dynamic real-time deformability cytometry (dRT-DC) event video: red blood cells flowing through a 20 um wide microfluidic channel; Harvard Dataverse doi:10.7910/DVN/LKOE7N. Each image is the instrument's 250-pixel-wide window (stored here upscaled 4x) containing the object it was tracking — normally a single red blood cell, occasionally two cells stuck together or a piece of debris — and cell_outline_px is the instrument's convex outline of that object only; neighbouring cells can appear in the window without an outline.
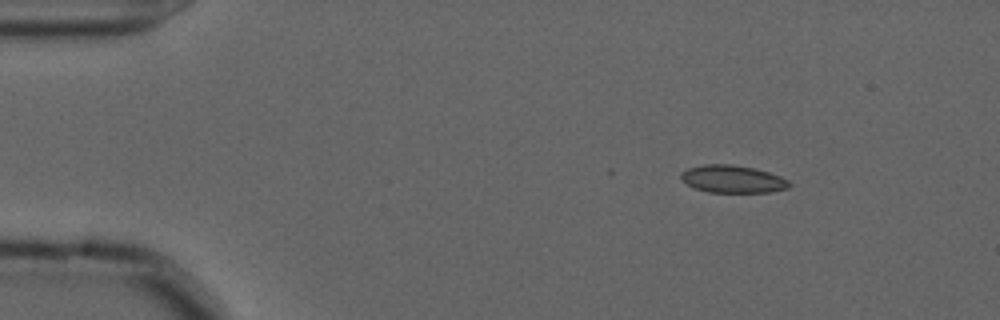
{"species": "common noctule bat (a hibernating species)", "species_latin": "Nyctalus noctula", "temperature_condition": "cold", "stored_images_in_passage": 11, "camera_frame_rate_fps": 3000, "um_per_image_px": 0.085, "animal": {"sex": "male", "forearm_length_mm": 52.5}, "frame": {"image": 1, "passage_image": 1, "time_ms": 0.0, "image_size_px": [1000, 320], "cell_outline_px": [[792, 184], [788, 188], [768, 192], [708, 192], [696, 188], [680, 180], [680, 172], [688, 168], [704, 164], [732, 164], [752, 168], [768, 172], [780, 176], [788, 180]], "centroid_in_image_um": [62.25, 15.21], "position_along_channel_um": 22.7, "area_um2": 17.34}}